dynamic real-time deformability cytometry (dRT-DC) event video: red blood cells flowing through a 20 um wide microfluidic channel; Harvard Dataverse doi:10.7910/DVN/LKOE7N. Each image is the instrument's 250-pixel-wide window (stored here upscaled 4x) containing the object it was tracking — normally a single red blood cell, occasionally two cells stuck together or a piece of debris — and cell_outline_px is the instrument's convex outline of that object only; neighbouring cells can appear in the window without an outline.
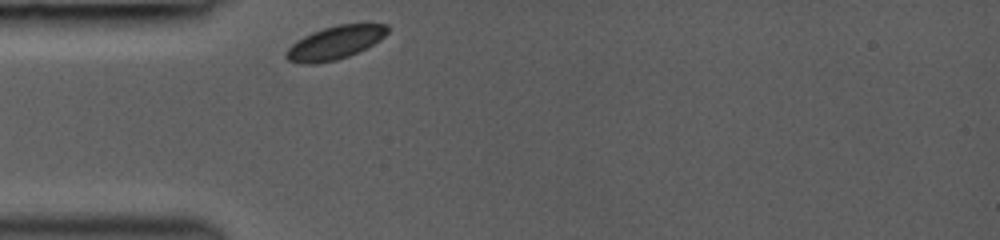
{"species": "common noctule bat (a hibernating species)", "species_latin": "Nyctalus noctula", "temperature_condition": "room temperature", "stored_images_in_passage": 28, "camera_frame_rate_fps": 3000, "um_per_image_px": 0.085, "animal": {"sex": "female", "body_mass_g": 19.0, "forearm_length_mm": 53.3}, "frame": {"image": 1, "passage_image": 1, "time_ms": 0.0, "image_size_px": [1000, 240], "cell_outline_px": [[388, 32], [380, 40], [348, 56], [336, 60], [316, 64], [304, 64], [288, 60], [284, 56], [284, 52], [296, 40], [312, 32], [324, 28], [340, 24], [388, 24]], "centroid_in_image_um": [28.43, 3.64], "position_along_channel_um": 56.6, "area_um2": 19.48}}
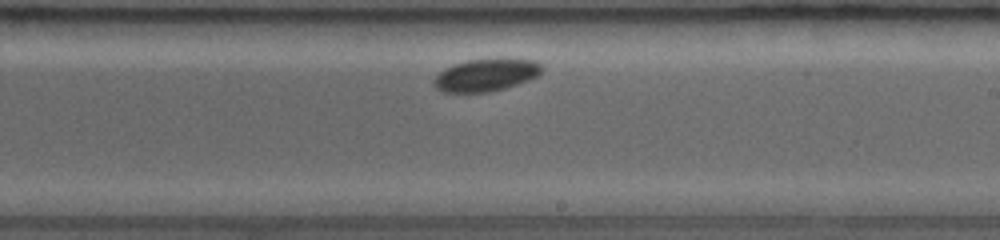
{"frame": {"image": 2, "passage_image": 16, "time_ms": 5.0, "image_size_px": [1000, 240], "cell_outline_px": [[544, 68], [536, 76], [528, 80], [504, 88], [488, 92], [440, 92], [432, 84], [432, 80], [444, 68], [452, 64], [468, 60], [496, 56], [504, 56], [536, 60]], "centroid_in_image_um": [41.31, 6.32], "position_along_channel_um": 247.7, "area_um2": 21.15}}
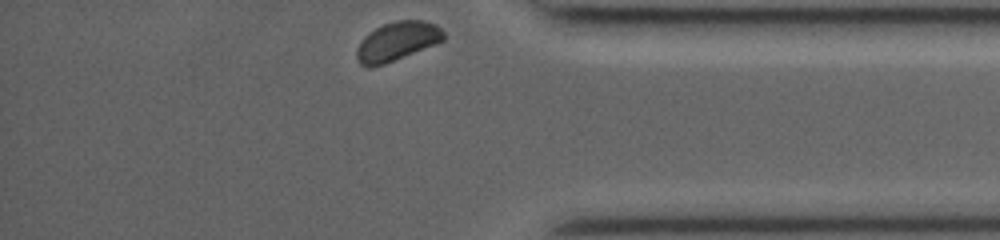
{"frame": {"image": 3, "passage_image": 28, "time_ms": 9.0, "image_size_px": [1000, 240], "cell_outline_px": [[444, 40], [436, 44], [384, 64], [368, 68], [360, 64], [356, 56], [356, 48], [364, 36], [368, 32], [384, 24], [396, 20], [424, 20], [436, 24], [444, 32]], "centroid_in_image_um": [33.74, 3.51], "position_along_channel_um": 401.5, "area_um2": 19.77}, "authors_computed_cell_mechanics": {"area_um2": 20.6346, "velocity_mm_per_s": 3.9355, "shape_relaxation_time_tau1_ms": 0.717, "shape_relaxation_time_tau2_ms": null, "deformation_change_tau1": 0.051, "deformation_change_tau2": null}}